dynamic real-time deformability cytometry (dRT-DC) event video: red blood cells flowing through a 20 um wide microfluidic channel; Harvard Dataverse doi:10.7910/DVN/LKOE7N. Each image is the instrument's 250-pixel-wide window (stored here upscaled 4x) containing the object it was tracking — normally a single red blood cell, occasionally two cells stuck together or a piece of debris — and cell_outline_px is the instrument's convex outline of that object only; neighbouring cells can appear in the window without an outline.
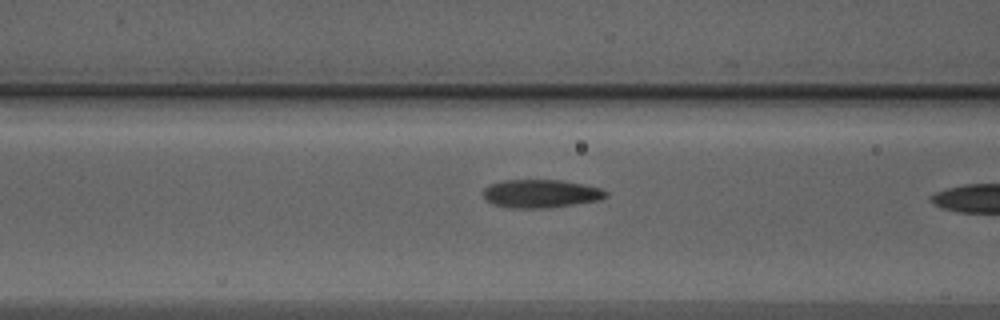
{"species": "Egyptian fruit bat (a non-hibernating species)", "species_latin": "Rousettus aegyptiacus", "temperature_condition": "warm", "stored_images_in_passage": 8, "camera_frame_rate_fps": 3000, "um_per_image_px": 0.085, "animal": {"sex": "male"}, "frame": {"image": 1, "passage_image": 7, "time_ms": 2.0, "image_size_px": [1000, 320], "cell_outline_px": [[608, 196], [600, 200], [548, 208], [508, 208], [492, 204], [484, 200], [484, 188], [492, 184], [504, 180], [560, 180], [600, 188], [608, 192]], "centroid_in_image_um": [45.95, 16.47], "position_along_channel_um": 120.6, "area_um2": 20.17}}